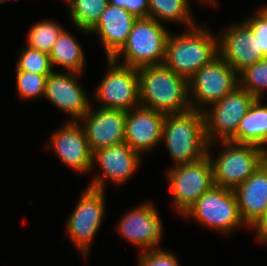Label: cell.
Instances as JSON below:
<instances>
[{"instance_id": "11", "label": "cell", "mask_w": 267, "mask_h": 266, "mask_svg": "<svg viewBox=\"0 0 267 266\" xmlns=\"http://www.w3.org/2000/svg\"><path fill=\"white\" fill-rule=\"evenodd\" d=\"M108 70L93 95L100 108L129 111L140 106L138 69L107 59Z\"/></svg>"}, {"instance_id": "7", "label": "cell", "mask_w": 267, "mask_h": 266, "mask_svg": "<svg viewBox=\"0 0 267 266\" xmlns=\"http://www.w3.org/2000/svg\"><path fill=\"white\" fill-rule=\"evenodd\" d=\"M188 86L191 109L203 112L239 86L238 73L218 55L188 80Z\"/></svg>"}, {"instance_id": "12", "label": "cell", "mask_w": 267, "mask_h": 266, "mask_svg": "<svg viewBox=\"0 0 267 266\" xmlns=\"http://www.w3.org/2000/svg\"><path fill=\"white\" fill-rule=\"evenodd\" d=\"M141 156L132 150L126 141L97 150L92 155V168L95 169L94 166L99 165L103 173L96 174L88 187L106 191L105 178H108L115 185H123L136 173L137 168L142 163Z\"/></svg>"}, {"instance_id": "23", "label": "cell", "mask_w": 267, "mask_h": 266, "mask_svg": "<svg viewBox=\"0 0 267 266\" xmlns=\"http://www.w3.org/2000/svg\"><path fill=\"white\" fill-rule=\"evenodd\" d=\"M190 2V0H149L148 17L161 24L165 21L175 22L186 25V29L191 28L196 24L191 15Z\"/></svg>"}, {"instance_id": "37", "label": "cell", "mask_w": 267, "mask_h": 266, "mask_svg": "<svg viewBox=\"0 0 267 266\" xmlns=\"http://www.w3.org/2000/svg\"><path fill=\"white\" fill-rule=\"evenodd\" d=\"M5 1H7V0H0V3H4Z\"/></svg>"}, {"instance_id": "31", "label": "cell", "mask_w": 267, "mask_h": 266, "mask_svg": "<svg viewBox=\"0 0 267 266\" xmlns=\"http://www.w3.org/2000/svg\"><path fill=\"white\" fill-rule=\"evenodd\" d=\"M128 11L137 18L148 17L149 0H129Z\"/></svg>"}, {"instance_id": "27", "label": "cell", "mask_w": 267, "mask_h": 266, "mask_svg": "<svg viewBox=\"0 0 267 266\" xmlns=\"http://www.w3.org/2000/svg\"><path fill=\"white\" fill-rule=\"evenodd\" d=\"M53 69L49 53L30 48L26 45L18 57L15 71H26L39 75H49Z\"/></svg>"}, {"instance_id": "32", "label": "cell", "mask_w": 267, "mask_h": 266, "mask_svg": "<svg viewBox=\"0 0 267 266\" xmlns=\"http://www.w3.org/2000/svg\"><path fill=\"white\" fill-rule=\"evenodd\" d=\"M256 229L258 242L267 244V210L261 221L253 228Z\"/></svg>"}, {"instance_id": "35", "label": "cell", "mask_w": 267, "mask_h": 266, "mask_svg": "<svg viewBox=\"0 0 267 266\" xmlns=\"http://www.w3.org/2000/svg\"><path fill=\"white\" fill-rule=\"evenodd\" d=\"M264 156H265V159H267V147L264 149Z\"/></svg>"}, {"instance_id": "8", "label": "cell", "mask_w": 267, "mask_h": 266, "mask_svg": "<svg viewBox=\"0 0 267 266\" xmlns=\"http://www.w3.org/2000/svg\"><path fill=\"white\" fill-rule=\"evenodd\" d=\"M256 99L238 86L204 110L208 145L215 146L218 140L232 141L236 137L239 122Z\"/></svg>"}, {"instance_id": "6", "label": "cell", "mask_w": 267, "mask_h": 266, "mask_svg": "<svg viewBox=\"0 0 267 266\" xmlns=\"http://www.w3.org/2000/svg\"><path fill=\"white\" fill-rule=\"evenodd\" d=\"M206 228L229 236L231 231L245 225L232 189L213 186L184 214Z\"/></svg>"}, {"instance_id": "13", "label": "cell", "mask_w": 267, "mask_h": 266, "mask_svg": "<svg viewBox=\"0 0 267 266\" xmlns=\"http://www.w3.org/2000/svg\"><path fill=\"white\" fill-rule=\"evenodd\" d=\"M153 202H144L121 217L117 230L123 238L141 252L159 249L163 236V223Z\"/></svg>"}, {"instance_id": "9", "label": "cell", "mask_w": 267, "mask_h": 266, "mask_svg": "<svg viewBox=\"0 0 267 266\" xmlns=\"http://www.w3.org/2000/svg\"><path fill=\"white\" fill-rule=\"evenodd\" d=\"M167 174L173 208L182 215L214 186L213 169L208 155L194 163L172 166Z\"/></svg>"}, {"instance_id": "15", "label": "cell", "mask_w": 267, "mask_h": 266, "mask_svg": "<svg viewBox=\"0 0 267 266\" xmlns=\"http://www.w3.org/2000/svg\"><path fill=\"white\" fill-rule=\"evenodd\" d=\"M51 134L47 146L62 163L80 173L91 172L92 153L83 126L79 121H67Z\"/></svg>"}, {"instance_id": "26", "label": "cell", "mask_w": 267, "mask_h": 266, "mask_svg": "<svg viewBox=\"0 0 267 266\" xmlns=\"http://www.w3.org/2000/svg\"><path fill=\"white\" fill-rule=\"evenodd\" d=\"M238 78L241 88L263 99V93L267 91V57L246 67L238 74Z\"/></svg>"}, {"instance_id": "29", "label": "cell", "mask_w": 267, "mask_h": 266, "mask_svg": "<svg viewBox=\"0 0 267 266\" xmlns=\"http://www.w3.org/2000/svg\"><path fill=\"white\" fill-rule=\"evenodd\" d=\"M138 258V266H179L176 255L163 248L140 252Z\"/></svg>"}, {"instance_id": "3", "label": "cell", "mask_w": 267, "mask_h": 266, "mask_svg": "<svg viewBox=\"0 0 267 266\" xmlns=\"http://www.w3.org/2000/svg\"><path fill=\"white\" fill-rule=\"evenodd\" d=\"M162 141L173 159V166L194 163L207 155L204 112L190 109L165 116Z\"/></svg>"}, {"instance_id": "2", "label": "cell", "mask_w": 267, "mask_h": 266, "mask_svg": "<svg viewBox=\"0 0 267 266\" xmlns=\"http://www.w3.org/2000/svg\"><path fill=\"white\" fill-rule=\"evenodd\" d=\"M205 25L188 28L181 34L170 33L166 43L164 65L189 80L204 65L218 56L217 34Z\"/></svg>"}, {"instance_id": "5", "label": "cell", "mask_w": 267, "mask_h": 266, "mask_svg": "<svg viewBox=\"0 0 267 266\" xmlns=\"http://www.w3.org/2000/svg\"><path fill=\"white\" fill-rule=\"evenodd\" d=\"M221 152L214 158L210 155L211 145H208L207 155L213 169L214 185L234 190L245 182L265 161L264 150L255 145L221 141ZM223 147V148H222Z\"/></svg>"}, {"instance_id": "34", "label": "cell", "mask_w": 267, "mask_h": 266, "mask_svg": "<svg viewBox=\"0 0 267 266\" xmlns=\"http://www.w3.org/2000/svg\"><path fill=\"white\" fill-rule=\"evenodd\" d=\"M199 2H201V4H208V5H212V6H216V4H218V3H216L215 2V0H198Z\"/></svg>"}, {"instance_id": "33", "label": "cell", "mask_w": 267, "mask_h": 266, "mask_svg": "<svg viewBox=\"0 0 267 266\" xmlns=\"http://www.w3.org/2000/svg\"><path fill=\"white\" fill-rule=\"evenodd\" d=\"M109 3L114 6L125 8L128 11L129 0H109Z\"/></svg>"}, {"instance_id": "22", "label": "cell", "mask_w": 267, "mask_h": 266, "mask_svg": "<svg viewBox=\"0 0 267 266\" xmlns=\"http://www.w3.org/2000/svg\"><path fill=\"white\" fill-rule=\"evenodd\" d=\"M83 48L77 39L69 31L64 30L54 43L50 53L52 68L61 66L65 72L82 73L84 71L85 58Z\"/></svg>"}, {"instance_id": "10", "label": "cell", "mask_w": 267, "mask_h": 266, "mask_svg": "<svg viewBox=\"0 0 267 266\" xmlns=\"http://www.w3.org/2000/svg\"><path fill=\"white\" fill-rule=\"evenodd\" d=\"M105 193L87 187L66 222V234L85 259L105 216Z\"/></svg>"}, {"instance_id": "1", "label": "cell", "mask_w": 267, "mask_h": 266, "mask_svg": "<svg viewBox=\"0 0 267 266\" xmlns=\"http://www.w3.org/2000/svg\"><path fill=\"white\" fill-rule=\"evenodd\" d=\"M140 106L165 115L191 109L188 80L164 64L138 68Z\"/></svg>"}, {"instance_id": "36", "label": "cell", "mask_w": 267, "mask_h": 266, "mask_svg": "<svg viewBox=\"0 0 267 266\" xmlns=\"http://www.w3.org/2000/svg\"><path fill=\"white\" fill-rule=\"evenodd\" d=\"M267 12V5L262 7Z\"/></svg>"}, {"instance_id": "4", "label": "cell", "mask_w": 267, "mask_h": 266, "mask_svg": "<svg viewBox=\"0 0 267 266\" xmlns=\"http://www.w3.org/2000/svg\"><path fill=\"white\" fill-rule=\"evenodd\" d=\"M170 31L150 17L137 18L122 48L111 58L132 68L161 65L165 60ZM119 58H122V62Z\"/></svg>"}, {"instance_id": "16", "label": "cell", "mask_w": 267, "mask_h": 266, "mask_svg": "<svg viewBox=\"0 0 267 266\" xmlns=\"http://www.w3.org/2000/svg\"><path fill=\"white\" fill-rule=\"evenodd\" d=\"M79 75L53 70L47 77L44 97L56 108L71 115V119L67 121H80L92 106L86 91L77 79Z\"/></svg>"}, {"instance_id": "19", "label": "cell", "mask_w": 267, "mask_h": 266, "mask_svg": "<svg viewBox=\"0 0 267 266\" xmlns=\"http://www.w3.org/2000/svg\"><path fill=\"white\" fill-rule=\"evenodd\" d=\"M242 220L254 228L267 210V162H263L248 179L234 190Z\"/></svg>"}, {"instance_id": "24", "label": "cell", "mask_w": 267, "mask_h": 266, "mask_svg": "<svg viewBox=\"0 0 267 266\" xmlns=\"http://www.w3.org/2000/svg\"><path fill=\"white\" fill-rule=\"evenodd\" d=\"M72 23L88 35L109 4V0H66Z\"/></svg>"}, {"instance_id": "17", "label": "cell", "mask_w": 267, "mask_h": 266, "mask_svg": "<svg viewBox=\"0 0 267 266\" xmlns=\"http://www.w3.org/2000/svg\"><path fill=\"white\" fill-rule=\"evenodd\" d=\"M91 108L79 123L84 128L92 154L99 149L125 141V111L100 107L93 110Z\"/></svg>"}, {"instance_id": "18", "label": "cell", "mask_w": 267, "mask_h": 266, "mask_svg": "<svg viewBox=\"0 0 267 266\" xmlns=\"http://www.w3.org/2000/svg\"><path fill=\"white\" fill-rule=\"evenodd\" d=\"M165 114L137 107L126 112L125 141L140 155L161 143Z\"/></svg>"}, {"instance_id": "14", "label": "cell", "mask_w": 267, "mask_h": 266, "mask_svg": "<svg viewBox=\"0 0 267 266\" xmlns=\"http://www.w3.org/2000/svg\"><path fill=\"white\" fill-rule=\"evenodd\" d=\"M218 38V55L238 74L266 56L259 48L257 35L244 22L224 28Z\"/></svg>"}, {"instance_id": "25", "label": "cell", "mask_w": 267, "mask_h": 266, "mask_svg": "<svg viewBox=\"0 0 267 266\" xmlns=\"http://www.w3.org/2000/svg\"><path fill=\"white\" fill-rule=\"evenodd\" d=\"M65 29L54 21L42 20L28 30L27 46L39 51L50 53L54 43Z\"/></svg>"}, {"instance_id": "28", "label": "cell", "mask_w": 267, "mask_h": 266, "mask_svg": "<svg viewBox=\"0 0 267 266\" xmlns=\"http://www.w3.org/2000/svg\"><path fill=\"white\" fill-rule=\"evenodd\" d=\"M15 72L16 89L21 99H26L28 101L44 96L48 75H39L26 71Z\"/></svg>"}, {"instance_id": "21", "label": "cell", "mask_w": 267, "mask_h": 266, "mask_svg": "<svg viewBox=\"0 0 267 266\" xmlns=\"http://www.w3.org/2000/svg\"><path fill=\"white\" fill-rule=\"evenodd\" d=\"M234 143L267 147V104L257 98L239 122Z\"/></svg>"}, {"instance_id": "30", "label": "cell", "mask_w": 267, "mask_h": 266, "mask_svg": "<svg viewBox=\"0 0 267 266\" xmlns=\"http://www.w3.org/2000/svg\"><path fill=\"white\" fill-rule=\"evenodd\" d=\"M248 18L244 22L257 35L258 46L267 57V12L260 7L253 16Z\"/></svg>"}, {"instance_id": "20", "label": "cell", "mask_w": 267, "mask_h": 266, "mask_svg": "<svg viewBox=\"0 0 267 266\" xmlns=\"http://www.w3.org/2000/svg\"><path fill=\"white\" fill-rule=\"evenodd\" d=\"M137 17L125 8L108 4L97 23L88 31L99 35L106 52L112 58L124 45Z\"/></svg>"}]
</instances>
